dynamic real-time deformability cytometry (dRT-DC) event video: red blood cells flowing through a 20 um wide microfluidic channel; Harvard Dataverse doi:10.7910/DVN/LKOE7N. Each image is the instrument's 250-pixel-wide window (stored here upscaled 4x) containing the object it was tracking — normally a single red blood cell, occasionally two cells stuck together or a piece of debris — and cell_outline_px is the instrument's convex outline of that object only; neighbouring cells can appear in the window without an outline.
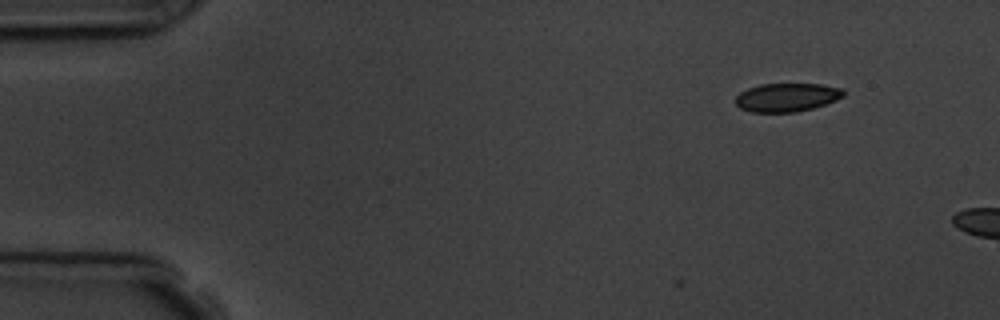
{"species": "common noctule bat (a hibernating species)", "species_latin": "Nyctalus noctula", "temperature_condition": "room temperature", "stored_images_in_passage": 3, "camera_frame_rate_fps": 3000, "um_per_image_px": 0.085, "animal": {"sex": "male", "body_mass_g": 19.5, "forearm_length_mm": 54.6}, "frame": {"image": 1, "passage_image": 1, "time_ms": 0.0, "image_size_px": [1000, 320], "cell_outline_px": [[844, 96], [836, 100], [812, 108], [796, 112], [752, 112], [740, 108], [736, 104], [736, 96], [740, 92], [748, 88], [760, 84], [820, 84], [844, 88]], "centroid_in_image_um": [66.89, 8.27], "position_along_channel_um": 18.1, "area_um2": 17.92}}